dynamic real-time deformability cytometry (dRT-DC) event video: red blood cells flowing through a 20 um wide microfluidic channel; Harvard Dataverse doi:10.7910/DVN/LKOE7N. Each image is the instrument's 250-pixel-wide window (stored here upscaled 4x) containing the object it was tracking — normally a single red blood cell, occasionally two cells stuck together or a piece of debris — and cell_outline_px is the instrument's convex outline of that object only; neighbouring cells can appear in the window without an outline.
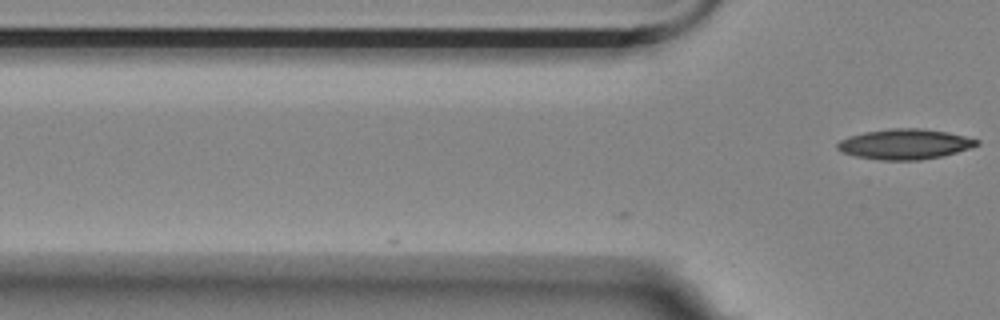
{"species": "Egyptian fruit bat (a non-hibernating species)", "species_latin": "Rousettus aegyptiacus", "temperature_condition": "room temperature", "stored_images_in_passage": 2, "camera_frame_rate_fps": 3000, "um_per_image_px": 0.085, "animal": {"sex": "female"}, "frame": {"image": 1, "passage_image": 2, "time_ms": 0.333, "image_size_px": [1000, 320], "cell_outline_px": [[980, 144], [972, 148], [940, 156], [920, 160], [880, 160], [856, 156], [840, 152], [836, 148], [836, 144], [840, 140], [864, 132], [892, 128], [920, 128], [948, 132], [980, 140]], "centroid_in_image_um": [76.92, 12.25], "position_along_channel_um": 48.9, "area_um2": 24.57}}